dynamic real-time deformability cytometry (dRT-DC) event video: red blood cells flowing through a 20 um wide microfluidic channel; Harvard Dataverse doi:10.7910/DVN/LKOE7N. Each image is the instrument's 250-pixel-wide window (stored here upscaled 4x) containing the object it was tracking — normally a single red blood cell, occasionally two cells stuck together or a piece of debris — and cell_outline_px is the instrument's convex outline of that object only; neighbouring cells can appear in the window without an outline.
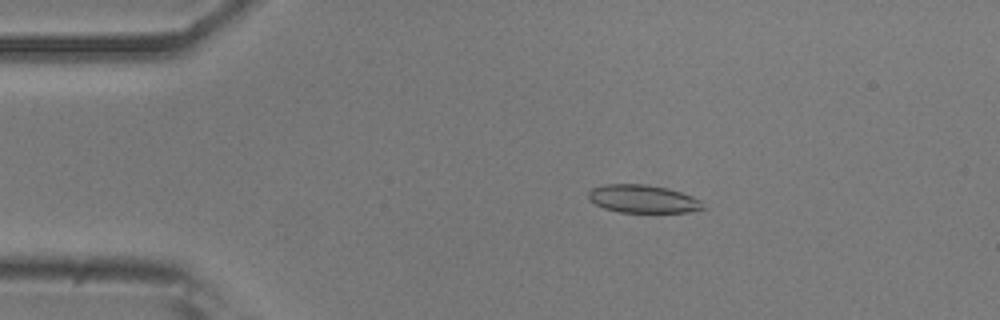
{"species": "common noctule bat (a hibernating species)", "species_latin": "Nyctalus noctula", "temperature_condition": "room temperature", "stored_images_in_passage": 53, "camera_frame_rate_fps": 3000, "um_per_image_px": 0.085, "animal": {"sex": "male", "body_mass_g": 20.5, "forearm_length_mm": 52.5}, "frame": {"image": 1, "passage_image": 10, "time_ms": 3.0, "image_size_px": [1000, 320], "cell_outline_px": [[708, 208], [688, 212], [620, 212], [604, 208], [588, 200], [588, 192], [592, 188], [604, 184], [648, 184], [668, 188], [692, 196], [700, 200]], "centroid_in_image_um": [54.66, 16.9], "position_along_channel_um": 30.3, "area_um2": 18.84}}
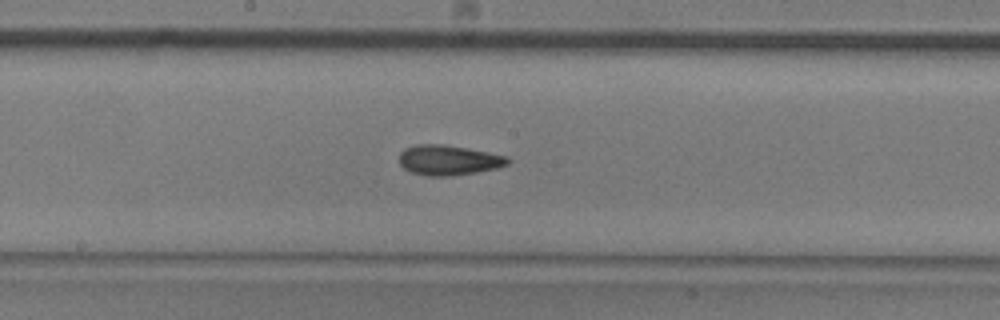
{"frame": {"image": 2, "passage_image": 28, "time_ms": 9.0, "image_size_px": [1000, 320], "cell_outline_px": [[512, 160], [508, 164], [496, 168], [476, 172], [448, 176], [428, 176], [412, 172], [404, 168], [400, 164], [400, 152], [404, 148], [416, 144], [444, 144], [508, 156]], "centroid_in_image_um": [38.13, 13.6], "position_along_channel_um": 210.1, "area_um2": 18.96}}
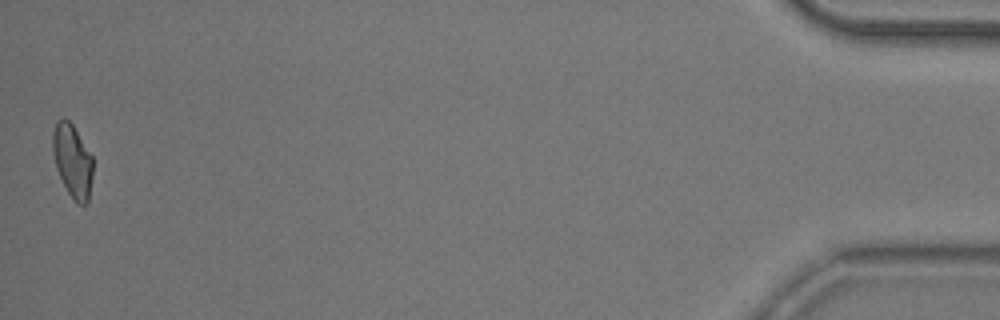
{"frame": {"image": 3, "passage_image": 53, "time_ms": 17.333, "image_size_px": [1000, 320], "cell_outline_px": [[92, 176], [88, 204], [76, 204], [68, 192], [56, 168], [52, 148], [52, 132], [56, 120], [60, 116], [64, 116], [72, 124], [92, 156]], "centroid_in_image_um": [6.14, 13.64], "position_along_channel_um": 429.1, "area_um2": 17.22}, "authors_computed_cell_mechanics": {"area_um2": 18.3804, "velocity_mm_per_s": 3.7772, "shape_relaxation_time_tau1_ms": 7.1569, "shape_relaxation_time_tau2_ms": 3.053, "deformation_change_tau1": 0.1766, "deformation_change_tau2": 0.1003}}